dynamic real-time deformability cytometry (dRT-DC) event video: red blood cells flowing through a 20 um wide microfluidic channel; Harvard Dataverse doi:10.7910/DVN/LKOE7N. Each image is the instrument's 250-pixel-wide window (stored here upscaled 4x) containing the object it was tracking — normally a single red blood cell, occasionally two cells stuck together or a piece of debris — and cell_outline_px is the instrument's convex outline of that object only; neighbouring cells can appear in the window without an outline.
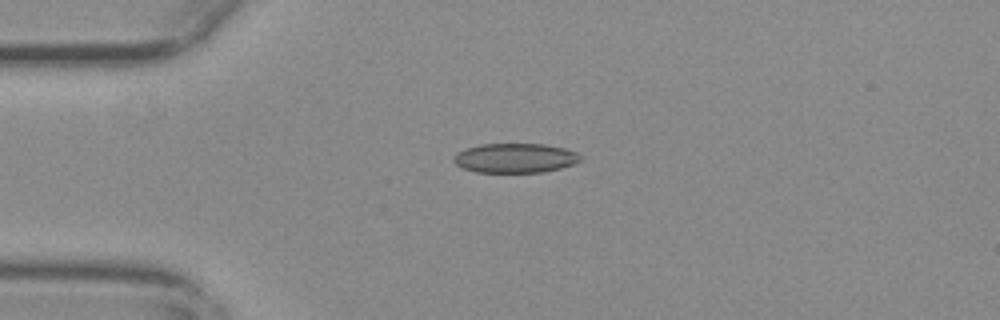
{"species": "common noctule bat (a hibernating species)", "species_latin": "Nyctalus noctula", "temperature_condition": "warm", "stored_images_in_passage": 44, "camera_frame_rate_fps": 3000, "um_per_image_px": 0.085, "animal": {"sex": "female", "body_mass_g": 29.2, "forearm_length_mm": 56.3}, "frame": {"image": 1, "passage_image": 3, "time_ms": 0.667, "image_size_px": [1000, 320], "cell_outline_px": [[580, 160], [572, 164], [560, 168], [540, 172], [476, 172], [464, 168], [456, 164], [452, 160], [452, 156], [456, 152], [464, 148], [480, 144], [544, 144], [564, 148], [576, 152], [580, 156]], "centroid_in_image_um": [43.72, 13.42], "position_along_channel_um": 41.3, "area_um2": 21.73}}
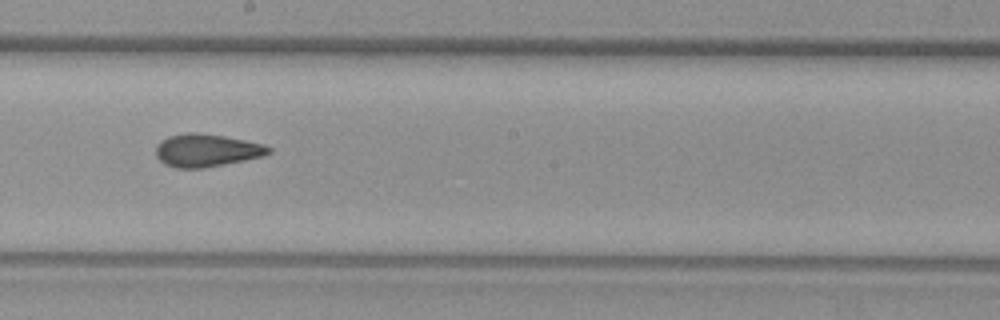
{"frame": {"image": 2, "passage_image": 20, "time_ms": 6.333, "image_size_px": [1000, 320], "cell_outline_px": [[272, 152], [264, 156], [204, 168], [176, 168], [164, 164], [156, 156], [156, 144], [160, 140], [168, 136], [188, 132], [196, 132], [224, 136], [264, 144], [272, 148]], "centroid_in_image_um": [17.54, 12.78], "position_along_channel_um": 230.7, "area_um2": 21.68}}
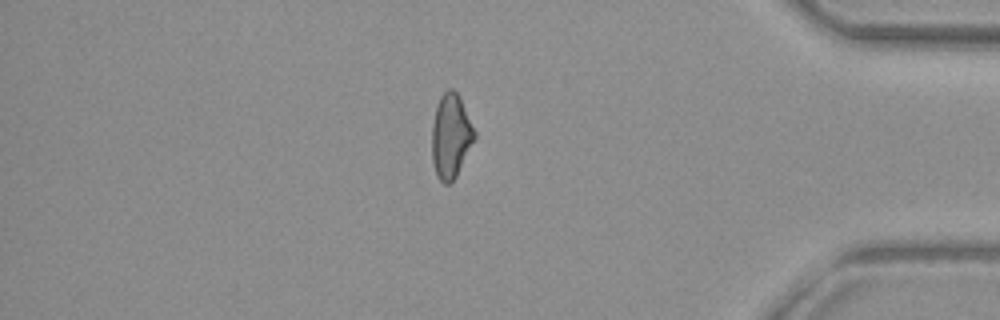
{"frame": {"image": 3, "passage_image": 36, "time_ms": 11.667, "image_size_px": [1000, 320], "cell_outline_px": [[476, 140], [456, 176], [448, 184], [444, 184], [436, 176], [432, 160], [432, 124], [436, 108], [440, 96], [448, 88], [452, 88], [460, 96], [476, 132]], "centroid_in_image_um": [38.33, 11.56], "position_along_channel_um": 396.9, "area_um2": 21.15}, "authors_computed_cell_mechanics": {"area_um2": 21.2126, "velocity_mm_per_s": 3.7812, "shape_relaxation_time_tau1_ms": null, "shape_relaxation_time_tau2_ms": 1.8643, "deformation_change_tau1": null, "deformation_change_tau2": 0.078}}